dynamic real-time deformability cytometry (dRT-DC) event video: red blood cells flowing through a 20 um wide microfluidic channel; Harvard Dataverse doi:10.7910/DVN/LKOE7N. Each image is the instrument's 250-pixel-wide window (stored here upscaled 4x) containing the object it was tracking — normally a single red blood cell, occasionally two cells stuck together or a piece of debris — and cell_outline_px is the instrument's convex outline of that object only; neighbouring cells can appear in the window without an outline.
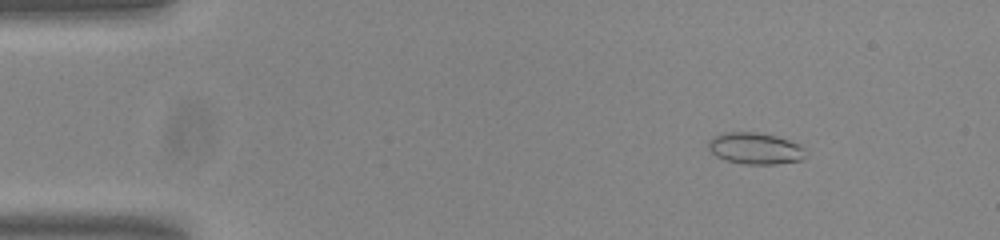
{"species": "common noctule bat (a hibernating species)", "species_latin": "Nyctalus noctula", "temperature_condition": "room temperature", "stored_images_in_passage": 52, "camera_frame_rate_fps": 3000, "um_per_image_px": 0.085, "animal": {"sex": "male", "body_mass_g": 20.0, "forearm_length_mm": 53.3}, "frame": {"image": 1, "passage_image": 5, "time_ms": 1.333, "image_size_px": [1000, 240], "cell_outline_px": [[804, 156], [800, 160], [776, 164], [744, 164], [724, 160], [716, 156], [708, 148], [708, 140], [720, 132], [756, 132], [776, 136], [800, 144], [804, 148]], "centroid_in_image_um": [64.15, 12.61], "position_along_channel_um": 20.9, "area_um2": 17.92}}
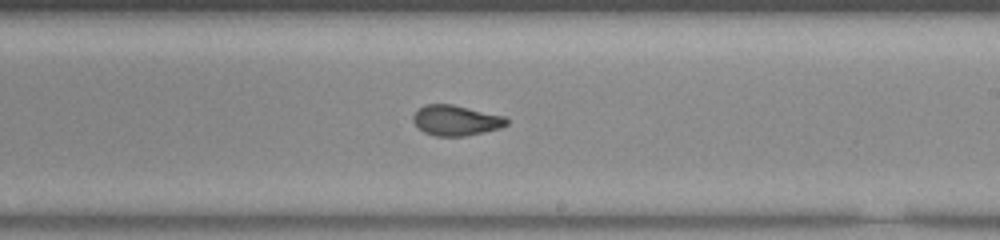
{"frame": {"image": 2, "passage_image": 30, "time_ms": 9.667, "image_size_px": [1000, 240], "cell_outline_px": [[508, 124], [500, 128], [484, 132], [464, 136], [436, 136], [424, 132], [412, 120], [412, 116], [424, 104], [452, 104], [504, 116], [508, 120]], "centroid_in_image_um": [38.76, 10.23], "position_along_channel_um": 250.2, "area_um2": 16.42}}
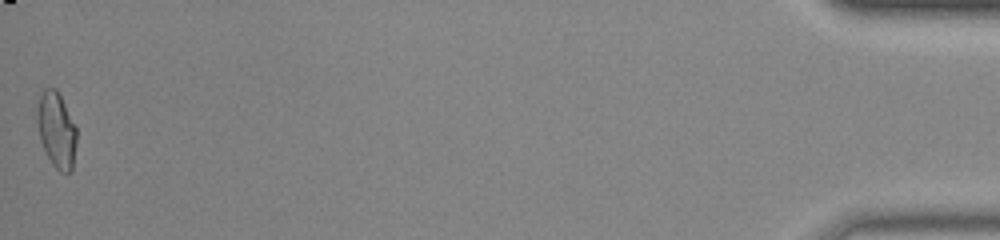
{"frame": {"image": 3, "passage_image": 52, "time_ms": 17.0, "image_size_px": [1000, 240], "cell_outline_px": [[76, 144], [72, 172], [60, 172], [52, 164], [44, 152], [40, 140], [36, 120], [36, 112], [40, 92], [44, 88], [56, 88], [76, 128]], "centroid_in_image_um": [4.77, 11.06], "position_along_channel_um": 430.4, "area_um2": 17.51}, "authors_computed_cell_mechanics": {"area_um2": 17.0221, "velocity_mm_per_s": 3.7938, "shape_relaxation_time_tau1_ms": null, "shape_relaxation_time_tau2_ms": 0.7646, "deformation_change_tau1": null, "deformation_change_tau2": 0.0568}}